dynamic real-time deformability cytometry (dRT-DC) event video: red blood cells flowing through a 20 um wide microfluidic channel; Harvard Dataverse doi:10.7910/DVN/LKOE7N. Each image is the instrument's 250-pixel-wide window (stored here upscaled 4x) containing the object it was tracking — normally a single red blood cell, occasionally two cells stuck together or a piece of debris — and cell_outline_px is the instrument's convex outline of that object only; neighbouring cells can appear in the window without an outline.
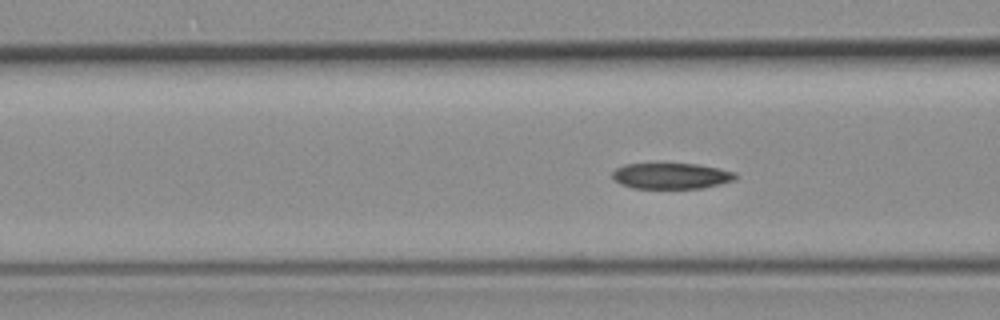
{"species": "common noctule bat (a hibernating species)", "species_latin": "Nyctalus noctula", "temperature_condition": "room temperature", "stored_images_in_passage": 26, "camera_frame_rate_fps": 3000, "um_per_image_px": 0.085, "animal": {"sex": "female", "body_mass_g": 19.3, "forearm_length_mm": 54.1}, "frame": {"image": 1, "passage_image": 19, "time_ms": 6.0, "image_size_px": [1000, 320], "cell_outline_px": [[736, 176], [732, 180], [720, 184], [704, 188], [632, 188], [620, 184], [612, 180], [612, 172], [616, 168], [624, 164], [696, 164], [736, 172]], "centroid_in_image_um": [56.99, 14.96], "position_along_channel_um": 109.6, "area_um2": 18.5}}